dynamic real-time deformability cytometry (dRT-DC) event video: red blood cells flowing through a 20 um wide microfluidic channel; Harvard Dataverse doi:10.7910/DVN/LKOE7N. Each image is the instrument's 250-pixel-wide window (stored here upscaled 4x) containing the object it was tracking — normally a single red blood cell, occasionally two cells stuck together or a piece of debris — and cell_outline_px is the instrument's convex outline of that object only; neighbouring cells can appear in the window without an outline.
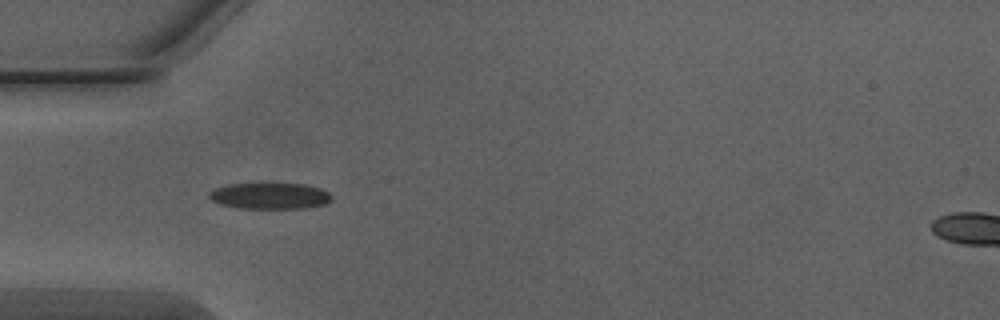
{"species": "Egyptian fruit bat (a non-hibernating species)", "species_latin": "Rousettus aegyptiacus", "temperature_condition": "warm", "stored_images_in_passage": 37, "camera_frame_rate_fps": 3000, "um_per_image_px": 0.085, "animal": {"sex": "male"}, "frame": {"image": 1, "passage_image": 2, "time_ms": 0.333, "image_size_px": [1000, 320], "cell_outline_px": [[332, 200], [324, 204], [308, 208], [240, 208], [220, 204], [212, 200], [208, 196], [208, 192], [216, 188], [228, 184], [304, 184], [320, 188], [328, 192], [332, 196]], "centroid_in_image_um": [22.95, 16.65], "position_along_channel_um": 62.1, "area_um2": 18.61}}
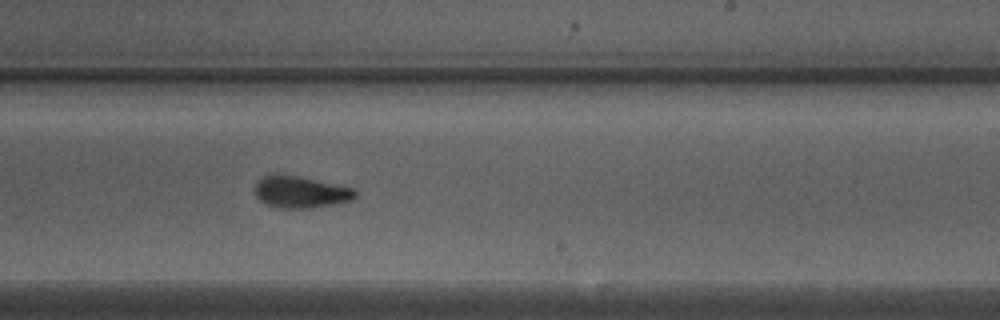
{"frame": {"image": 2, "passage_image": 17, "time_ms": 5.333, "image_size_px": [1000, 320], "cell_outline_px": [[356, 196], [352, 200], [312, 208], [276, 208], [260, 200], [256, 196], [256, 180], [260, 176], [268, 172], [280, 172], [352, 188], [356, 192]], "centroid_in_image_um": [25.46, 16.28], "position_along_channel_um": 263.5, "area_um2": 18.84}}
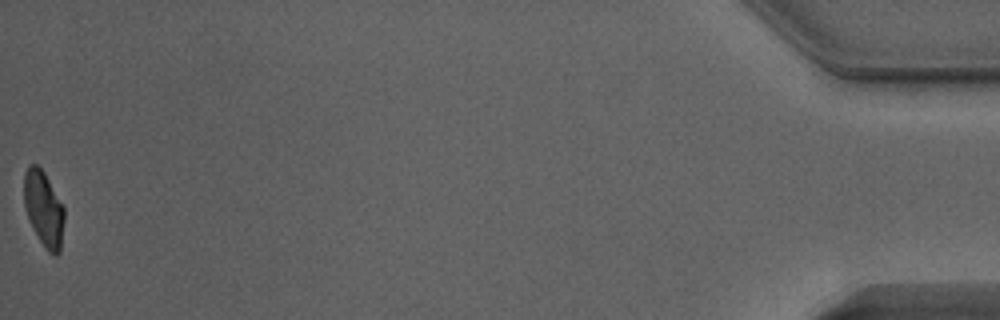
{"frame": {"image": 3, "passage_image": 37, "time_ms": 12.0, "image_size_px": [1000, 320], "cell_outline_px": [[64, 220], [60, 252], [56, 256], [52, 256], [48, 252], [40, 240], [28, 216], [24, 204], [24, 172], [28, 164], [36, 164], [44, 172], [64, 208]], "centroid_in_image_um": [3.72, 17.74], "position_along_channel_um": 431.5, "area_um2": 17.46}, "authors_computed_cell_mechanics": {"area_um2": 18.9006, "velocity_mm_per_s": 4.0658, "shape_relaxation_time_tau1_ms": 3.1306, "shape_relaxation_time_tau2_ms": 0.9214, "deformation_change_tau1": 0.1548, "deformation_change_tau2": 0.0789}}